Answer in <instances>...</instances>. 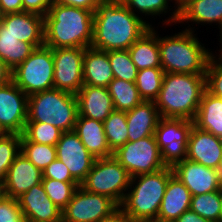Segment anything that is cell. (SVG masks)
Returning a JSON list of instances; mask_svg holds the SVG:
<instances>
[{
  "instance_id": "cell-1",
  "label": "cell",
  "mask_w": 222,
  "mask_h": 222,
  "mask_svg": "<svg viewBox=\"0 0 222 222\" xmlns=\"http://www.w3.org/2000/svg\"><path fill=\"white\" fill-rule=\"evenodd\" d=\"M149 23L122 1H101L94 11L91 47L107 52L128 50L150 29Z\"/></svg>"
},
{
  "instance_id": "cell-2",
  "label": "cell",
  "mask_w": 222,
  "mask_h": 222,
  "mask_svg": "<svg viewBox=\"0 0 222 222\" xmlns=\"http://www.w3.org/2000/svg\"><path fill=\"white\" fill-rule=\"evenodd\" d=\"M94 12L52 2L44 16V45L55 48L91 47Z\"/></svg>"
},
{
  "instance_id": "cell-3",
  "label": "cell",
  "mask_w": 222,
  "mask_h": 222,
  "mask_svg": "<svg viewBox=\"0 0 222 222\" xmlns=\"http://www.w3.org/2000/svg\"><path fill=\"white\" fill-rule=\"evenodd\" d=\"M205 87V75L164 73L155 105L161 118L193 121Z\"/></svg>"
},
{
  "instance_id": "cell-4",
  "label": "cell",
  "mask_w": 222,
  "mask_h": 222,
  "mask_svg": "<svg viewBox=\"0 0 222 222\" xmlns=\"http://www.w3.org/2000/svg\"><path fill=\"white\" fill-rule=\"evenodd\" d=\"M165 37H159L160 62L164 73L205 75L210 58L214 55L206 49L194 34V27Z\"/></svg>"
},
{
  "instance_id": "cell-5",
  "label": "cell",
  "mask_w": 222,
  "mask_h": 222,
  "mask_svg": "<svg viewBox=\"0 0 222 222\" xmlns=\"http://www.w3.org/2000/svg\"><path fill=\"white\" fill-rule=\"evenodd\" d=\"M172 167L131 177L128 192L119 208L133 222H151L157 219Z\"/></svg>"
},
{
  "instance_id": "cell-6",
  "label": "cell",
  "mask_w": 222,
  "mask_h": 222,
  "mask_svg": "<svg viewBox=\"0 0 222 222\" xmlns=\"http://www.w3.org/2000/svg\"><path fill=\"white\" fill-rule=\"evenodd\" d=\"M78 117L75 94L50 89L28 96L27 122H42L62 132L73 131Z\"/></svg>"
},
{
  "instance_id": "cell-7",
  "label": "cell",
  "mask_w": 222,
  "mask_h": 222,
  "mask_svg": "<svg viewBox=\"0 0 222 222\" xmlns=\"http://www.w3.org/2000/svg\"><path fill=\"white\" fill-rule=\"evenodd\" d=\"M131 181L128 171L114 158L95 159L91 170L80 186L88 192L105 195L118 206Z\"/></svg>"
},
{
  "instance_id": "cell-8",
  "label": "cell",
  "mask_w": 222,
  "mask_h": 222,
  "mask_svg": "<svg viewBox=\"0 0 222 222\" xmlns=\"http://www.w3.org/2000/svg\"><path fill=\"white\" fill-rule=\"evenodd\" d=\"M12 81L27 95L54 88L53 49L45 45L12 70Z\"/></svg>"
},
{
  "instance_id": "cell-9",
  "label": "cell",
  "mask_w": 222,
  "mask_h": 222,
  "mask_svg": "<svg viewBox=\"0 0 222 222\" xmlns=\"http://www.w3.org/2000/svg\"><path fill=\"white\" fill-rule=\"evenodd\" d=\"M114 158L131 177L148 174L165 168L155 136L127 142L113 152Z\"/></svg>"
},
{
  "instance_id": "cell-10",
  "label": "cell",
  "mask_w": 222,
  "mask_h": 222,
  "mask_svg": "<svg viewBox=\"0 0 222 222\" xmlns=\"http://www.w3.org/2000/svg\"><path fill=\"white\" fill-rule=\"evenodd\" d=\"M194 121L161 118L154 136L166 167H173L186 159L188 137Z\"/></svg>"
},
{
  "instance_id": "cell-11",
  "label": "cell",
  "mask_w": 222,
  "mask_h": 222,
  "mask_svg": "<svg viewBox=\"0 0 222 222\" xmlns=\"http://www.w3.org/2000/svg\"><path fill=\"white\" fill-rule=\"evenodd\" d=\"M118 207L109 197L88 192L79 186L62 211V222H99Z\"/></svg>"
},
{
  "instance_id": "cell-12",
  "label": "cell",
  "mask_w": 222,
  "mask_h": 222,
  "mask_svg": "<svg viewBox=\"0 0 222 222\" xmlns=\"http://www.w3.org/2000/svg\"><path fill=\"white\" fill-rule=\"evenodd\" d=\"M86 48L53 49L54 88L77 94L83 84V56Z\"/></svg>"
},
{
  "instance_id": "cell-13",
  "label": "cell",
  "mask_w": 222,
  "mask_h": 222,
  "mask_svg": "<svg viewBox=\"0 0 222 222\" xmlns=\"http://www.w3.org/2000/svg\"><path fill=\"white\" fill-rule=\"evenodd\" d=\"M28 110V96L11 80L0 86V133L22 135Z\"/></svg>"
},
{
  "instance_id": "cell-14",
  "label": "cell",
  "mask_w": 222,
  "mask_h": 222,
  "mask_svg": "<svg viewBox=\"0 0 222 222\" xmlns=\"http://www.w3.org/2000/svg\"><path fill=\"white\" fill-rule=\"evenodd\" d=\"M56 155L79 184L85 180L95 161L74 131L62 132L56 144Z\"/></svg>"
},
{
  "instance_id": "cell-15",
  "label": "cell",
  "mask_w": 222,
  "mask_h": 222,
  "mask_svg": "<svg viewBox=\"0 0 222 222\" xmlns=\"http://www.w3.org/2000/svg\"><path fill=\"white\" fill-rule=\"evenodd\" d=\"M175 175L190 191L192 196L222 189L219 170L184 159L172 167Z\"/></svg>"
},
{
  "instance_id": "cell-16",
  "label": "cell",
  "mask_w": 222,
  "mask_h": 222,
  "mask_svg": "<svg viewBox=\"0 0 222 222\" xmlns=\"http://www.w3.org/2000/svg\"><path fill=\"white\" fill-rule=\"evenodd\" d=\"M43 172L38 169L22 152L9 167L5 181L1 185L2 194L18 198L33 186L42 182Z\"/></svg>"
},
{
  "instance_id": "cell-17",
  "label": "cell",
  "mask_w": 222,
  "mask_h": 222,
  "mask_svg": "<svg viewBox=\"0 0 222 222\" xmlns=\"http://www.w3.org/2000/svg\"><path fill=\"white\" fill-rule=\"evenodd\" d=\"M222 158V138L194 124L188 137L186 159L218 170Z\"/></svg>"
},
{
  "instance_id": "cell-18",
  "label": "cell",
  "mask_w": 222,
  "mask_h": 222,
  "mask_svg": "<svg viewBox=\"0 0 222 222\" xmlns=\"http://www.w3.org/2000/svg\"><path fill=\"white\" fill-rule=\"evenodd\" d=\"M3 33H11L19 41L35 48L44 45V16L32 12L8 13L1 16Z\"/></svg>"
},
{
  "instance_id": "cell-19",
  "label": "cell",
  "mask_w": 222,
  "mask_h": 222,
  "mask_svg": "<svg viewBox=\"0 0 222 222\" xmlns=\"http://www.w3.org/2000/svg\"><path fill=\"white\" fill-rule=\"evenodd\" d=\"M20 210L31 222H62V210L47 196L42 183L17 198Z\"/></svg>"
},
{
  "instance_id": "cell-20",
  "label": "cell",
  "mask_w": 222,
  "mask_h": 222,
  "mask_svg": "<svg viewBox=\"0 0 222 222\" xmlns=\"http://www.w3.org/2000/svg\"><path fill=\"white\" fill-rule=\"evenodd\" d=\"M78 115L104 122L115 110L107 87L83 85L76 94Z\"/></svg>"
},
{
  "instance_id": "cell-21",
  "label": "cell",
  "mask_w": 222,
  "mask_h": 222,
  "mask_svg": "<svg viewBox=\"0 0 222 222\" xmlns=\"http://www.w3.org/2000/svg\"><path fill=\"white\" fill-rule=\"evenodd\" d=\"M160 119L154 101H142L132 110L126 111L128 141L135 142L153 136Z\"/></svg>"
},
{
  "instance_id": "cell-22",
  "label": "cell",
  "mask_w": 222,
  "mask_h": 222,
  "mask_svg": "<svg viewBox=\"0 0 222 222\" xmlns=\"http://www.w3.org/2000/svg\"><path fill=\"white\" fill-rule=\"evenodd\" d=\"M73 131L95 159L113 156L107 143L102 121L78 115Z\"/></svg>"
},
{
  "instance_id": "cell-23",
  "label": "cell",
  "mask_w": 222,
  "mask_h": 222,
  "mask_svg": "<svg viewBox=\"0 0 222 222\" xmlns=\"http://www.w3.org/2000/svg\"><path fill=\"white\" fill-rule=\"evenodd\" d=\"M179 19L177 23L195 24L222 23V0H179Z\"/></svg>"
},
{
  "instance_id": "cell-24",
  "label": "cell",
  "mask_w": 222,
  "mask_h": 222,
  "mask_svg": "<svg viewBox=\"0 0 222 222\" xmlns=\"http://www.w3.org/2000/svg\"><path fill=\"white\" fill-rule=\"evenodd\" d=\"M192 194L188 188L172 175L160 204L157 219L175 221L181 214L190 209Z\"/></svg>"
},
{
  "instance_id": "cell-25",
  "label": "cell",
  "mask_w": 222,
  "mask_h": 222,
  "mask_svg": "<svg viewBox=\"0 0 222 222\" xmlns=\"http://www.w3.org/2000/svg\"><path fill=\"white\" fill-rule=\"evenodd\" d=\"M113 79L108 52L87 47L83 56V84L107 87Z\"/></svg>"
},
{
  "instance_id": "cell-26",
  "label": "cell",
  "mask_w": 222,
  "mask_h": 222,
  "mask_svg": "<svg viewBox=\"0 0 222 222\" xmlns=\"http://www.w3.org/2000/svg\"><path fill=\"white\" fill-rule=\"evenodd\" d=\"M128 52L138 70L161 67L158 34L152 25L128 49Z\"/></svg>"
},
{
  "instance_id": "cell-27",
  "label": "cell",
  "mask_w": 222,
  "mask_h": 222,
  "mask_svg": "<svg viewBox=\"0 0 222 222\" xmlns=\"http://www.w3.org/2000/svg\"><path fill=\"white\" fill-rule=\"evenodd\" d=\"M193 121L199 129L222 138V98L205 90Z\"/></svg>"
},
{
  "instance_id": "cell-28",
  "label": "cell",
  "mask_w": 222,
  "mask_h": 222,
  "mask_svg": "<svg viewBox=\"0 0 222 222\" xmlns=\"http://www.w3.org/2000/svg\"><path fill=\"white\" fill-rule=\"evenodd\" d=\"M35 49L31 43L19 41L11 33H3L0 23V58L11 70L25 61Z\"/></svg>"
},
{
  "instance_id": "cell-29",
  "label": "cell",
  "mask_w": 222,
  "mask_h": 222,
  "mask_svg": "<svg viewBox=\"0 0 222 222\" xmlns=\"http://www.w3.org/2000/svg\"><path fill=\"white\" fill-rule=\"evenodd\" d=\"M107 88L117 111L132 110L143 101L135 83L114 78Z\"/></svg>"
},
{
  "instance_id": "cell-30",
  "label": "cell",
  "mask_w": 222,
  "mask_h": 222,
  "mask_svg": "<svg viewBox=\"0 0 222 222\" xmlns=\"http://www.w3.org/2000/svg\"><path fill=\"white\" fill-rule=\"evenodd\" d=\"M169 1L172 0H123V4L129 9L131 10L133 13H137V16H139V14H145V16H150L151 17H155L160 16L161 14H165L167 12H169L170 8L169 7ZM175 1V6L174 5V10H172L171 15L168 17V19H165V21L163 20L164 23H162L163 25L166 23V25L168 24V26L172 23H177L178 19H179V7H178V2L176 0ZM135 11V12H134ZM174 11V12H173Z\"/></svg>"
},
{
  "instance_id": "cell-31",
  "label": "cell",
  "mask_w": 222,
  "mask_h": 222,
  "mask_svg": "<svg viewBox=\"0 0 222 222\" xmlns=\"http://www.w3.org/2000/svg\"><path fill=\"white\" fill-rule=\"evenodd\" d=\"M103 124L107 143L112 152L128 142V126L125 111H112Z\"/></svg>"
},
{
  "instance_id": "cell-32",
  "label": "cell",
  "mask_w": 222,
  "mask_h": 222,
  "mask_svg": "<svg viewBox=\"0 0 222 222\" xmlns=\"http://www.w3.org/2000/svg\"><path fill=\"white\" fill-rule=\"evenodd\" d=\"M222 189L192 196L190 210L211 222H222Z\"/></svg>"
},
{
  "instance_id": "cell-33",
  "label": "cell",
  "mask_w": 222,
  "mask_h": 222,
  "mask_svg": "<svg viewBox=\"0 0 222 222\" xmlns=\"http://www.w3.org/2000/svg\"><path fill=\"white\" fill-rule=\"evenodd\" d=\"M164 78L162 67L138 70L136 87L143 101H155L159 95Z\"/></svg>"
},
{
  "instance_id": "cell-34",
  "label": "cell",
  "mask_w": 222,
  "mask_h": 222,
  "mask_svg": "<svg viewBox=\"0 0 222 222\" xmlns=\"http://www.w3.org/2000/svg\"><path fill=\"white\" fill-rule=\"evenodd\" d=\"M62 131L53 125L42 122H26L21 141H31L56 146Z\"/></svg>"
},
{
  "instance_id": "cell-35",
  "label": "cell",
  "mask_w": 222,
  "mask_h": 222,
  "mask_svg": "<svg viewBox=\"0 0 222 222\" xmlns=\"http://www.w3.org/2000/svg\"><path fill=\"white\" fill-rule=\"evenodd\" d=\"M21 152V135L0 133V186L5 181L9 167Z\"/></svg>"
},
{
  "instance_id": "cell-36",
  "label": "cell",
  "mask_w": 222,
  "mask_h": 222,
  "mask_svg": "<svg viewBox=\"0 0 222 222\" xmlns=\"http://www.w3.org/2000/svg\"><path fill=\"white\" fill-rule=\"evenodd\" d=\"M42 185L50 200L62 211L66 208L76 189L78 182H63L55 179L43 178Z\"/></svg>"
},
{
  "instance_id": "cell-37",
  "label": "cell",
  "mask_w": 222,
  "mask_h": 222,
  "mask_svg": "<svg viewBox=\"0 0 222 222\" xmlns=\"http://www.w3.org/2000/svg\"><path fill=\"white\" fill-rule=\"evenodd\" d=\"M108 58L114 78L135 83L138 69L131 60L128 50L108 51Z\"/></svg>"
},
{
  "instance_id": "cell-38",
  "label": "cell",
  "mask_w": 222,
  "mask_h": 222,
  "mask_svg": "<svg viewBox=\"0 0 222 222\" xmlns=\"http://www.w3.org/2000/svg\"><path fill=\"white\" fill-rule=\"evenodd\" d=\"M21 152L41 171L56 158V146L21 141Z\"/></svg>"
},
{
  "instance_id": "cell-39",
  "label": "cell",
  "mask_w": 222,
  "mask_h": 222,
  "mask_svg": "<svg viewBox=\"0 0 222 222\" xmlns=\"http://www.w3.org/2000/svg\"><path fill=\"white\" fill-rule=\"evenodd\" d=\"M205 87L207 92L222 98V53L210 58L205 73Z\"/></svg>"
},
{
  "instance_id": "cell-40",
  "label": "cell",
  "mask_w": 222,
  "mask_h": 222,
  "mask_svg": "<svg viewBox=\"0 0 222 222\" xmlns=\"http://www.w3.org/2000/svg\"><path fill=\"white\" fill-rule=\"evenodd\" d=\"M22 215L16 198L0 195V222H14Z\"/></svg>"
},
{
  "instance_id": "cell-41",
  "label": "cell",
  "mask_w": 222,
  "mask_h": 222,
  "mask_svg": "<svg viewBox=\"0 0 222 222\" xmlns=\"http://www.w3.org/2000/svg\"><path fill=\"white\" fill-rule=\"evenodd\" d=\"M43 178L55 179L63 182H77L68 167L59 159L51 162L43 171Z\"/></svg>"
},
{
  "instance_id": "cell-42",
  "label": "cell",
  "mask_w": 222,
  "mask_h": 222,
  "mask_svg": "<svg viewBox=\"0 0 222 222\" xmlns=\"http://www.w3.org/2000/svg\"><path fill=\"white\" fill-rule=\"evenodd\" d=\"M22 2L23 11L45 16L48 13L53 0H22Z\"/></svg>"
},
{
  "instance_id": "cell-43",
  "label": "cell",
  "mask_w": 222,
  "mask_h": 222,
  "mask_svg": "<svg viewBox=\"0 0 222 222\" xmlns=\"http://www.w3.org/2000/svg\"><path fill=\"white\" fill-rule=\"evenodd\" d=\"M53 2L94 12L101 0H53Z\"/></svg>"
},
{
  "instance_id": "cell-44",
  "label": "cell",
  "mask_w": 222,
  "mask_h": 222,
  "mask_svg": "<svg viewBox=\"0 0 222 222\" xmlns=\"http://www.w3.org/2000/svg\"><path fill=\"white\" fill-rule=\"evenodd\" d=\"M19 12H23L22 0H0L1 15Z\"/></svg>"
},
{
  "instance_id": "cell-45",
  "label": "cell",
  "mask_w": 222,
  "mask_h": 222,
  "mask_svg": "<svg viewBox=\"0 0 222 222\" xmlns=\"http://www.w3.org/2000/svg\"><path fill=\"white\" fill-rule=\"evenodd\" d=\"M99 222H133L119 207Z\"/></svg>"
},
{
  "instance_id": "cell-46",
  "label": "cell",
  "mask_w": 222,
  "mask_h": 222,
  "mask_svg": "<svg viewBox=\"0 0 222 222\" xmlns=\"http://www.w3.org/2000/svg\"><path fill=\"white\" fill-rule=\"evenodd\" d=\"M176 222H211L205 218L199 216L196 212L190 209L181 214L176 220Z\"/></svg>"
},
{
  "instance_id": "cell-47",
  "label": "cell",
  "mask_w": 222,
  "mask_h": 222,
  "mask_svg": "<svg viewBox=\"0 0 222 222\" xmlns=\"http://www.w3.org/2000/svg\"><path fill=\"white\" fill-rule=\"evenodd\" d=\"M12 80V70L0 58V86L8 84Z\"/></svg>"
},
{
  "instance_id": "cell-48",
  "label": "cell",
  "mask_w": 222,
  "mask_h": 222,
  "mask_svg": "<svg viewBox=\"0 0 222 222\" xmlns=\"http://www.w3.org/2000/svg\"><path fill=\"white\" fill-rule=\"evenodd\" d=\"M14 222H31L25 215H21L19 218H17Z\"/></svg>"
},
{
  "instance_id": "cell-49",
  "label": "cell",
  "mask_w": 222,
  "mask_h": 222,
  "mask_svg": "<svg viewBox=\"0 0 222 222\" xmlns=\"http://www.w3.org/2000/svg\"><path fill=\"white\" fill-rule=\"evenodd\" d=\"M219 29H220V31H219L220 32V35H219L220 36V41L219 42L221 43V47H220L221 49L218 50V51H219V53H222V23L219 26Z\"/></svg>"
},
{
  "instance_id": "cell-50",
  "label": "cell",
  "mask_w": 222,
  "mask_h": 222,
  "mask_svg": "<svg viewBox=\"0 0 222 222\" xmlns=\"http://www.w3.org/2000/svg\"><path fill=\"white\" fill-rule=\"evenodd\" d=\"M151 222H176V221L163 220V219H155V220H152Z\"/></svg>"
},
{
  "instance_id": "cell-51",
  "label": "cell",
  "mask_w": 222,
  "mask_h": 222,
  "mask_svg": "<svg viewBox=\"0 0 222 222\" xmlns=\"http://www.w3.org/2000/svg\"><path fill=\"white\" fill-rule=\"evenodd\" d=\"M218 170L220 172V176H221V179H222V158H221V162H220V166H219Z\"/></svg>"
},
{
  "instance_id": "cell-52",
  "label": "cell",
  "mask_w": 222,
  "mask_h": 222,
  "mask_svg": "<svg viewBox=\"0 0 222 222\" xmlns=\"http://www.w3.org/2000/svg\"><path fill=\"white\" fill-rule=\"evenodd\" d=\"M101 1H123V0H101Z\"/></svg>"
}]
</instances>
